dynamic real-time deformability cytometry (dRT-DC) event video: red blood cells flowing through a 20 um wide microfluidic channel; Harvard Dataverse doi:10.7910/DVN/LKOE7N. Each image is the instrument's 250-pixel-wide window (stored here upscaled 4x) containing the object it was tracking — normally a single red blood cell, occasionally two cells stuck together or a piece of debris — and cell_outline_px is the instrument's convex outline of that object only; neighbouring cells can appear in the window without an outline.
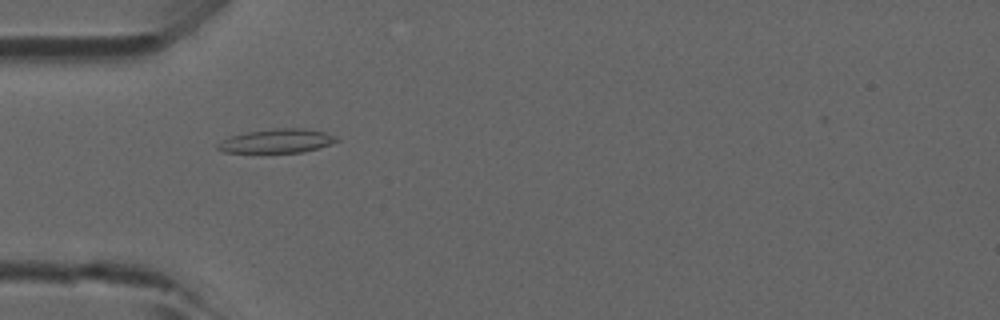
{"species": "common noctule bat (a hibernating species)", "species_latin": "Nyctalus noctula", "temperature_condition": "room temperature", "stored_images_in_passage": 4, "camera_frame_rate_fps": 3000, "um_per_image_px": 0.085, "animal": {"sex": "male", "forearm_length_mm": 52.5}, "frame": {"image": 1, "passage_image": 3, "time_ms": 0.667, "image_size_px": [1000, 320], "cell_outline_px": [[340, 140], [316, 148], [300, 152], [224, 152], [216, 148], [216, 144], [228, 136], [248, 132], [276, 128], [304, 128], [324, 132]], "centroid_in_image_um": [23.46, 11.97], "position_along_channel_um": 61.5, "area_um2": 16.24}}
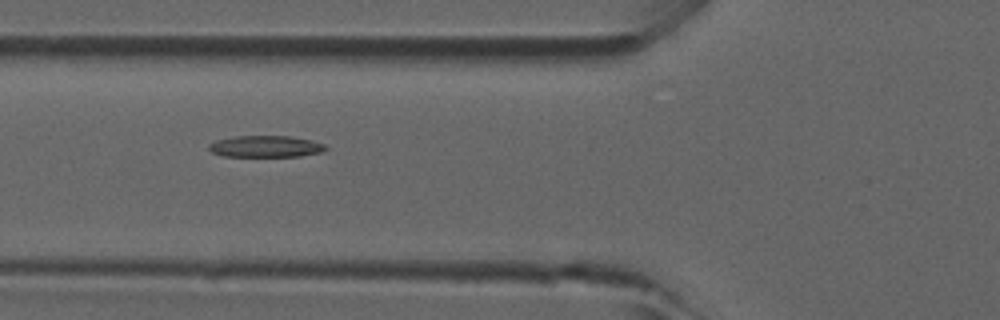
{"frame": {"image": 2, "passage_image": 4, "time_ms": 1.0, "image_size_px": [1000, 320], "cell_outline_px": [[328, 148], [324, 152], [300, 156], [224, 156], [212, 152], [208, 148], [208, 144], [216, 140], [236, 136], [288, 136], [312, 140], [324, 144]], "centroid_in_image_um": [22.6, 12.44], "position_along_channel_um": 103.2, "area_um2": 14.68}}